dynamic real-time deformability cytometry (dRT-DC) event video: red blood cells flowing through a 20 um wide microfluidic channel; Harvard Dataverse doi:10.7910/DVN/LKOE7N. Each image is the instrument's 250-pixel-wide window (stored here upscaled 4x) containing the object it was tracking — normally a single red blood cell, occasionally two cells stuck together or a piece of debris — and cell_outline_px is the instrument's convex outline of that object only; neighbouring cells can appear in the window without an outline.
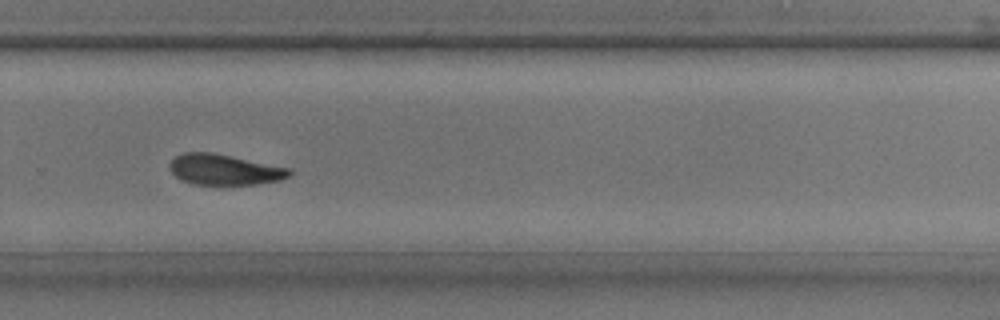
{"species": "common noctule bat (a hibernating species)", "species_latin": "Nyctalus noctula", "temperature_condition": "room temperature", "stored_images_in_passage": 30, "camera_frame_rate_fps": 3000, "um_per_image_px": 0.085, "animal": {"sex": "male", "body_mass_g": 17.9, "forearm_length_mm": 54.2}, "frame": {"image": 1, "passage_image": 18, "time_ms": 5.667, "image_size_px": [1000, 320], "cell_outline_px": [[292, 176], [280, 180], [256, 184], [192, 184], [180, 180], [172, 172], [168, 164], [176, 156], [184, 152], [212, 152], [292, 168]], "centroid_in_image_um": [19.1, 14.41], "position_along_channel_um": 310.7, "area_um2": 21.5}}
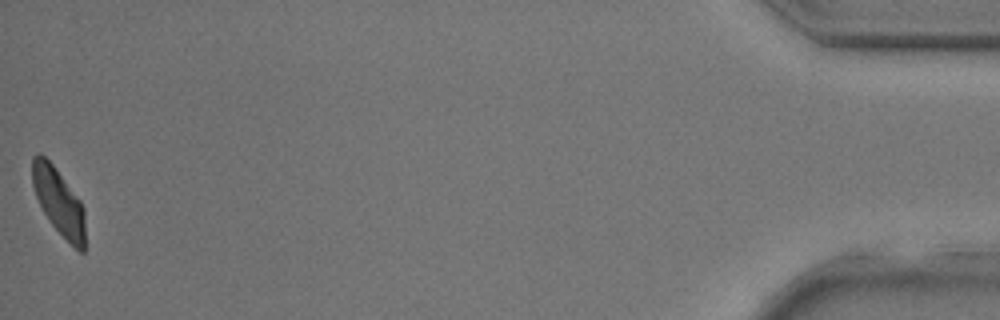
{"frame": {"image": 2, "passage_image": 30, "time_ms": 9.667, "image_size_px": [1000, 320], "cell_outline_px": [[84, 252], [80, 252], [52, 224], [44, 212], [36, 196], [32, 184], [32, 156], [36, 152], [40, 152], [52, 164], [80, 200], [84, 208]], "centroid_in_image_um": [4.97, 17.08], "position_along_channel_um": 430.2, "area_um2": 20.06}}